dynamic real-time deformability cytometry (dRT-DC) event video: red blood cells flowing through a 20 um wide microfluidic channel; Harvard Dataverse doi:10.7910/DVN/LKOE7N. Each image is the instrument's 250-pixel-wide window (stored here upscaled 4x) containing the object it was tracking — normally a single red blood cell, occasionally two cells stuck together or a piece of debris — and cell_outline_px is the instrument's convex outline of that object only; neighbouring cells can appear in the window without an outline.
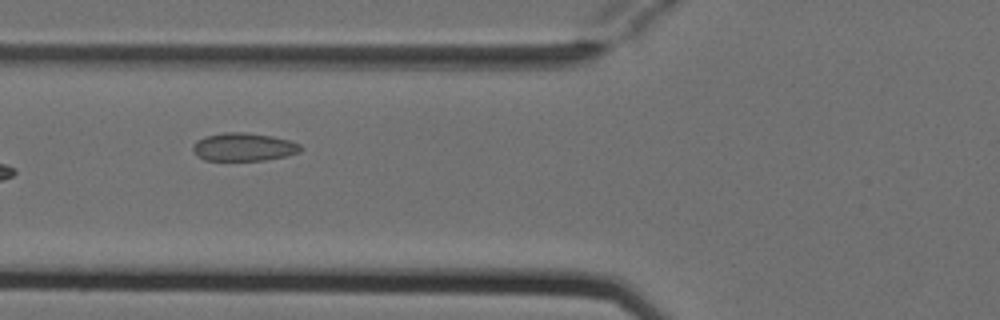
{"species": "Egyptian fruit bat (a non-hibernating species)", "species_latin": "Rousettus aegyptiacus", "temperature_condition": "cold", "stored_images_in_passage": 10, "camera_frame_rate_fps": 3000, "um_per_image_px": 0.085, "animal": {"sex": "female"}, "frame": {"image": 1, "passage_image": 6, "time_ms": 1.667, "image_size_px": [1000, 320], "cell_outline_px": [[300, 152], [284, 156], [264, 160], [204, 160], [192, 148], [196, 140], [204, 136], [224, 132], [244, 132], [272, 136], [288, 140], [300, 144]], "centroid_in_image_um": [20.69, 12.48], "position_along_channel_um": 105.1, "area_um2": 17.4}}
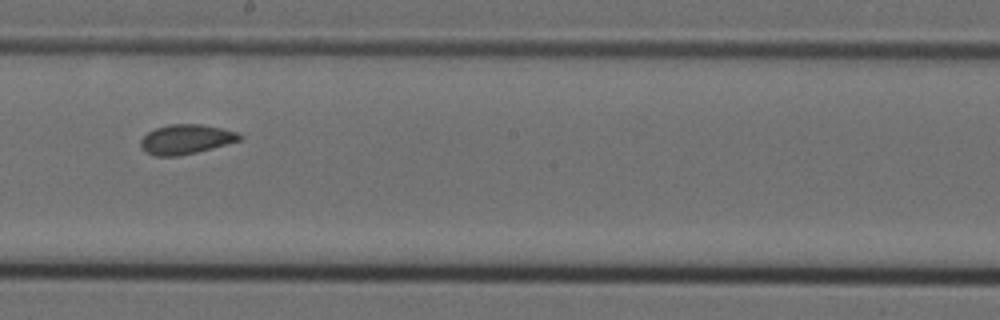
{"frame": {"image": 2, "passage_image": 9, "time_ms": 2.667, "image_size_px": [1000, 320], "cell_outline_px": [[244, 136], [240, 140], [212, 148], [180, 156], [152, 156], [140, 144], [140, 140], [148, 132], [156, 128], [168, 124], [200, 124], [220, 128], [236, 132]], "centroid_in_image_um": [15.8, 11.84], "position_along_channel_um": 232.4, "area_um2": 16.88}}
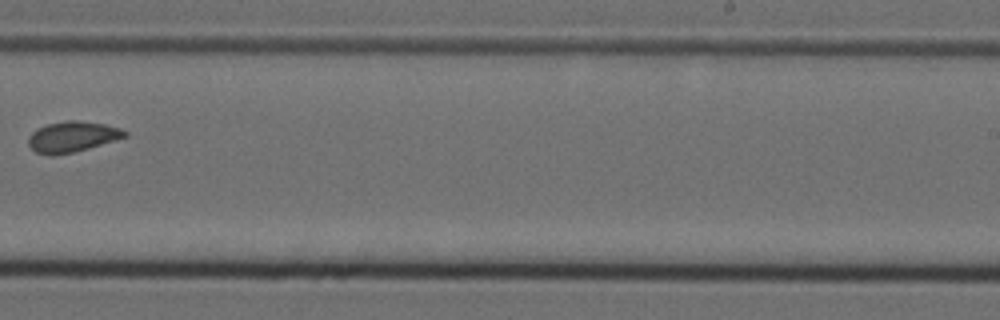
{"frame": {"image": 3, "passage_image": 10, "time_ms": 3.0, "image_size_px": [1000, 320], "cell_outline_px": [[128, 136], [88, 148], [72, 152], [52, 156], [48, 156], [36, 152], [28, 144], [28, 136], [32, 132], [48, 124], [68, 120], [76, 120], [104, 124], [120, 128], [128, 132]], "centroid_in_image_um": [6.14, 11.63], "position_along_channel_um": 282.9, "area_um2": 17.05}}